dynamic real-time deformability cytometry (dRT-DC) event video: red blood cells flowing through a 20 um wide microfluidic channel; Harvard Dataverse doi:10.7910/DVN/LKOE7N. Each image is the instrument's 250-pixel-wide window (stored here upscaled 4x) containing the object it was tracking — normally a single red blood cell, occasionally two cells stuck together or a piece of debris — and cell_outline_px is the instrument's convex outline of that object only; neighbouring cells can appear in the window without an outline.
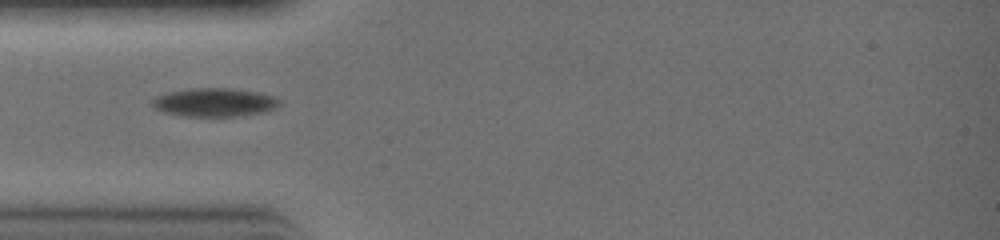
{"species": "common noctule bat (a hibernating species)", "species_latin": "Nyctalus noctula", "temperature_condition": "warm", "stored_images_in_passage": 5, "camera_frame_rate_fps": 3000, "um_per_image_px": 0.085, "animal": {"sex": "female", "body_mass_g": 19.0, "forearm_length_mm": 51.5}, "frame": {"image": 1, "passage_image": 1, "time_ms": 0.0, "image_size_px": [1000, 240], "cell_outline_px": [[280, 104], [276, 108], [260, 112], [240, 116], [184, 116], [164, 112], [156, 108], [152, 104], [152, 100], [156, 96], [168, 92], [188, 88], [232, 88], [256, 92], [272, 96], [280, 100]], "centroid_in_image_um": [18.21, 8.69], "position_along_channel_um": 66.8, "area_um2": 20.98}}